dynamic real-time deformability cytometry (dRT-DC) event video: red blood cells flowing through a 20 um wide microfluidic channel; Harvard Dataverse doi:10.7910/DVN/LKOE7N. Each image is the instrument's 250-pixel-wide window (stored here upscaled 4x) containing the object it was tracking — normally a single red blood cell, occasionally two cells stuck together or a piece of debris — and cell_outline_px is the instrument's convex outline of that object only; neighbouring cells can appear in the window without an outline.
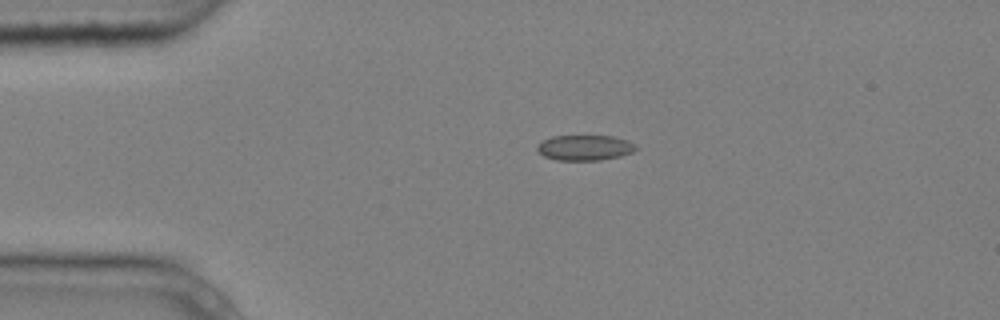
{"species": "common noctule bat (a hibernating species)", "species_latin": "Nyctalus noctula", "temperature_condition": "cold", "stored_images_in_passage": 4, "camera_frame_rate_fps": 3000, "um_per_image_px": 0.085, "animal": {"sex": "male", "body_mass_g": 20.4}, "frame": {"image": 1, "passage_image": 3, "time_ms": 0.667, "image_size_px": [1000, 320], "cell_outline_px": [[636, 148], [632, 152], [620, 156], [600, 160], [556, 160], [544, 156], [536, 148], [536, 144], [552, 136], [612, 136], [628, 140], [636, 144]], "centroid_in_image_um": [49.7, 12.55], "position_along_channel_um": 35.3, "area_um2": 14.57}}